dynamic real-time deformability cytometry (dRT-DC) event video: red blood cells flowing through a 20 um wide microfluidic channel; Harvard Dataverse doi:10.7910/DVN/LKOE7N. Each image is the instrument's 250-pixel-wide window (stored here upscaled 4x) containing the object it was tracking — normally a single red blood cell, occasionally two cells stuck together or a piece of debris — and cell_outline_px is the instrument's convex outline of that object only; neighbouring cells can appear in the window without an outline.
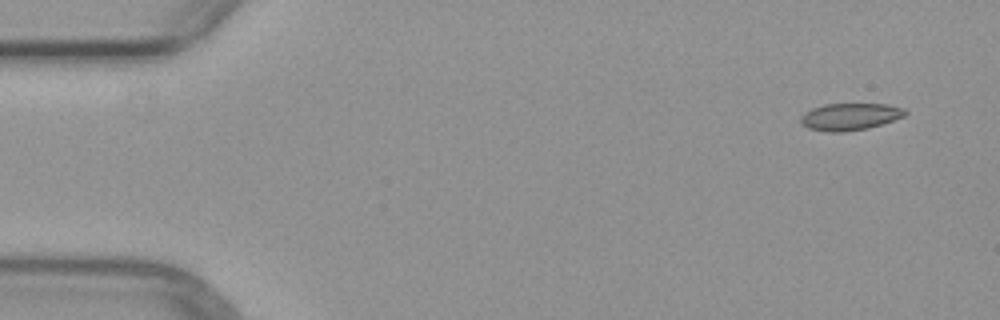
{"species": "common noctule bat (a hibernating species)", "species_latin": "Nyctalus noctula", "temperature_condition": "warm", "stored_images_in_passage": 4, "camera_frame_rate_fps": 3000, "um_per_image_px": 0.085, "animal": {"sex": "female", "body_mass_g": 29.2, "forearm_length_mm": 56.3}, "frame": {"image": 1, "passage_image": 1, "time_ms": 0.0, "image_size_px": [1000, 320], "cell_outline_px": [[908, 112], [904, 116], [868, 128], [844, 132], [828, 132], [808, 128], [800, 124], [800, 116], [804, 112], [812, 108], [824, 104], [884, 104], [904, 108]], "centroid_in_image_um": [72.19, 9.92], "position_along_channel_um": 12.8, "area_um2": 16.47}}
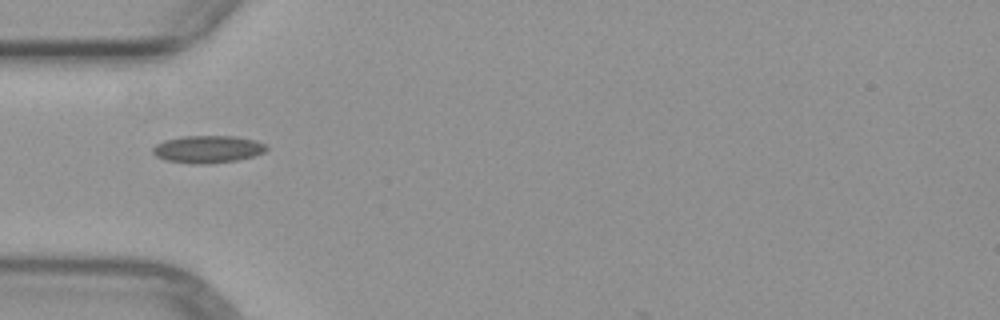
{"frame": {"image": 2, "passage_image": 4, "time_ms": 4.333, "image_size_px": [1000, 320], "cell_outline_px": [[268, 148], [264, 152], [252, 156], [236, 160], [208, 164], [192, 164], [164, 160], [156, 156], [152, 152], [152, 148], [156, 144], [164, 140], [184, 136], [236, 136], [256, 140], [268, 144]], "centroid_in_image_um": [17.66, 12.68], "position_along_channel_um": 67.3, "area_um2": 18.32}}